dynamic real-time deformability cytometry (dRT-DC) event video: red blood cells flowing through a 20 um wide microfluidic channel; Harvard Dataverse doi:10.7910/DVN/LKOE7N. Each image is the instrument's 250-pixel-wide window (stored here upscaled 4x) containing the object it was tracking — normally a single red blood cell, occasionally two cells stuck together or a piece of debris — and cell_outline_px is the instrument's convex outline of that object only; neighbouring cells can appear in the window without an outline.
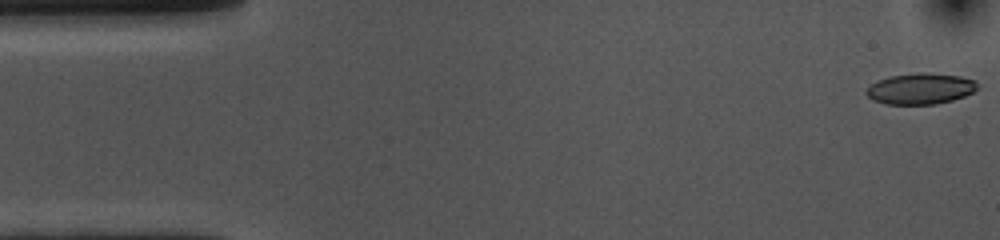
{"species": "common noctule bat (a hibernating species)", "species_latin": "Nyctalus noctula", "temperature_condition": "cold", "stored_images_in_passage": 55, "camera_frame_rate_fps": 3000, "um_per_image_px": 0.085, "animal": {"sex": "female", "body_mass_g": 10.0, "forearm_length_mm": 53.1}, "frame": {"image": 1, "passage_image": 1, "time_ms": 0.0, "image_size_px": [1000, 240], "cell_outline_px": [[976, 88], [972, 92], [964, 96], [952, 100], [936, 104], [884, 104], [872, 100], [864, 92], [876, 80], [888, 76], [920, 72], [960, 76], [976, 80]], "centroid_in_image_um": [78.19, 7.54], "position_along_channel_um": 6.8, "area_um2": 20.06}}
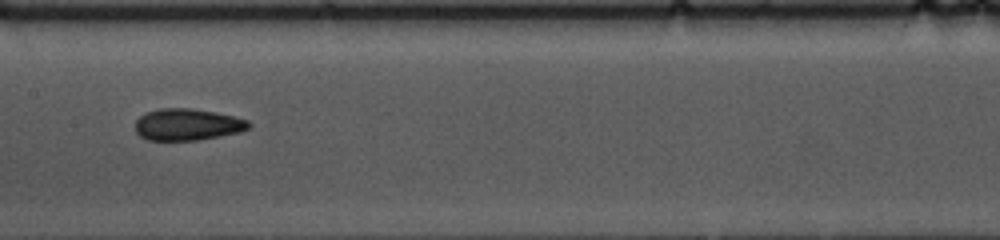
{"frame": {"image": 2, "passage_image": 26, "time_ms": 8.333, "image_size_px": [1000, 240], "cell_outline_px": [[252, 124], [248, 128], [240, 132], [220, 136], [196, 140], [148, 140], [140, 136], [136, 132], [136, 120], [140, 116], [148, 112], [160, 108], [192, 108], [216, 112], [248, 120]], "centroid_in_image_um": [15.94, 10.58], "position_along_channel_um": 191.5, "area_um2": 20.92}}
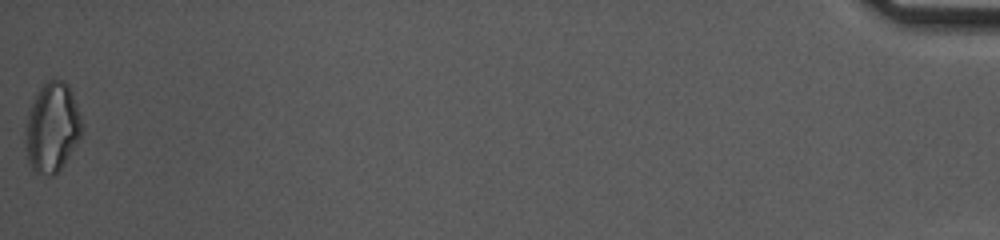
{"frame": {"image": 3, "passage_image": 55, "time_ms": 18.0, "image_size_px": [1000, 240], "cell_outline_px": [[80, 136], [64, 164], [52, 176], [36, 172], [32, 168], [28, 160], [24, 140], [24, 128], [28, 112], [40, 88], [48, 80], [64, 80], [68, 84], [72, 92], [80, 116]], "centroid_in_image_um": [4.39, 10.83], "position_along_channel_um": 430.8, "area_um2": 29.02}, "authors_computed_cell_mechanics": {"area_um2": 20.808, "velocity_mm_per_s": 3.5685, "shape_relaxation_time_tau1_ms": 5.6995, "shape_relaxation_time_tau2_ms": 2.8836, "deformation_change_tau1": 0.1248, "deformation_change_tau2": 0.084}}